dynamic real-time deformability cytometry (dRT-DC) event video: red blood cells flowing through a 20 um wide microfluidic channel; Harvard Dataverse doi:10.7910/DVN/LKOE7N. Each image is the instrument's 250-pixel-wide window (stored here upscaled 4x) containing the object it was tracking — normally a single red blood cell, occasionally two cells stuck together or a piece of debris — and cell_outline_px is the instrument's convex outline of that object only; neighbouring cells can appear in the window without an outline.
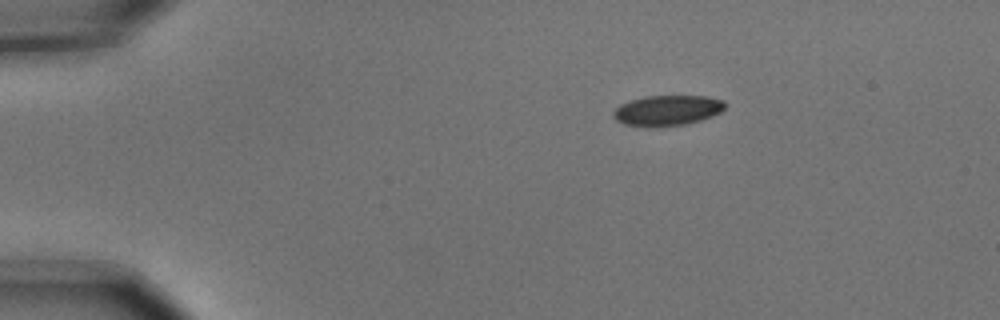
{"species": "common noctule bat (a hibernating species)", "species_latin": "Nyctalus noctula", "temperature_condition": "cold", "stored_images_in_passage": 3, "camera_frame_rate_fps": 3000, "um_per_image_px": 0.085, "animal": {"sex": "male", "body_mass_g": 15.6}, "frame": {"image": 1, "passage_image": 1, "time_ms": 0.0, "image_size_px": [1000, 320], "cell_outline_px": [[724, 108], [720, 112], [712, 116], [700, 120], [684, 124], [624, 124], [616, 120], [612, 116], [612, 112], [620, 104], [644, 96], [704, 96], [724, 100]], "centroid_in_image_um": [56.73, 9.34], "position_along_channel_um": 28.3, "area_um2": 18.96}}